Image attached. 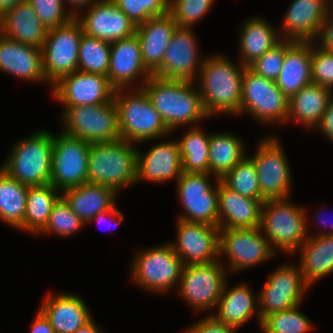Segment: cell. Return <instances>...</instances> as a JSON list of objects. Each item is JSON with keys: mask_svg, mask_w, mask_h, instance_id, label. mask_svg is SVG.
Masks as SVG:
<instances>
[{"mask_svg": "<svg viewBox=\"0 0 333 333\" xmlns=\"http://www.w3.org/2000/svg\"><path fill=\"white\" fill-rule=\"evenodd\" d=\"M54 133L38 130L15 142L0 166L8 175L26 186L50 183Z\"/></svg>", "mask_w": 333, "mask_h": 333, "instance_id": "5b68a950", "label": "cell"}, {"mask_svg": "<svg viewBox=\"0 0 333 333\" xmlns=\"http://www.w3.org/2000/svg\"><path fill=\"white\" fill-rule=\"evenodd\" d=\"M306 212L305 207L292 204L288 198L263 202L260 229L276 253L281 249L293 255L307 240Z\"/></svg>", "mask_w": 333, "mask_h": 333, "instance_id": "8992f818", "label": "cell"}, {"mask_svg": "<svg viewBox=\"0 0 333 333\" xmlns=\"http://www.w3.org/2000/svg\"><path fill=\"white\" fill-rule=\"evenodd\" d=\"M255 154L249 156L257 169L261 200L291 197V170L277 136L261 138Z\"/></svg>", "mask_w": 333, "mask_h": 333, "instance_id": "7c38bea8", "label": "cell"}, {"mask_svg": "<svg viewBox=\"0 0 333 333\" xmlns=\"http://www.w3.org/2000/svg\"><path fill=\"white\" fill-rule=\"evenodd\" d=\"M311 287L304 280L299 265L282 264L266 279L258 296V324L268 315L302 304Z\"/></svg>", "mask_w": 333, "mask_h": 333, "instance_id": "5bb4252c", "label": "cell"}, {"mask_svg": "<svg viewBox=\"0 0 333 333\" xmlns=\"http://www.w3.org/2000/svg\"><path fill=\"white\" fill-rule=\"evenodd\" d=\"M193 28L176 27L160 68L153 74L169 80L194 82L202 67Z\"/></svg>", "mask_w": 333, "mask_h": 333, "instance_id": "ac0fdd59", "label": "cell"}, {"mask_svg": "<svg viewBox=\"0 0 333 333\" xmlns=\"http://www.w3.org/2000/svg\"><path fill=\"white\" fill-rule=\"evenodd\" d=\"M289 99L276 81L257 75L245 67L242 76L240 114L247 113L266 125L284 124L288 117Z\"/></svg>", "mask_w": 333, "mask_h": 333, "instance_id": "9c48e42d", "label": "cell"}, {"mask_svg": "<svg viewBox=\"0 0 333 333\" xmlns=\"http://www.w3.org/2000/svg\"><path fill=\"white\" fill-rule=\"evenodd\" d=\"M320 213H315L314 215H315V220H318V219H320L321 221L318 223V225H319V227H323L324 228V226H326V229L327 230H329L328 228H330V229H332V230H330V231H327V232H325L324 230H322L321 231V233L319 232V233H317V234H314L313 233V235L311 234V235H308V236H322V235H333V222L332 223H327L326 222V220L324 219V220H322L323 219V212H322V210L321 211H319ZM322 213V214H321ZM317 214V215H316ZM317 218V219H316ZM328 221V220H327ZM318 222V221H317ZM329 222V221H328Z\"/></svg>", "mask_w": 333, "mask_h": 333, "instance_id": "11a10c76", "label": "cell"}, {"mask_svg": "<svg viewBox=\"0 0 333 333\" xmlns=\"http://www.w3.org/2000/svg\"><path fill=\"white\" fill-rule=\"evenodd\" d=\"M81 23L74 17L67 24L50 28L42 50V68L46 83L55 84L61 77L78 71Z\"/></svg>", "mask_w": 333, "mask_h": 333, "instance_id": "30bf717a", "label": "cell"}, {"mask_svg": "<svg viewBox=\"0 0 333 333\" xmlns=\"http://www.w3.org/2000/svg\"><path fill=\"white\" fill-rule=\"evenodd\" d=\"M100 0H63V3L69 4V12L72 14L73 17H76L78 14H81L82 10L85 7H89L93 3H96ZM84 7V8H83Z\"/></svg>", "mask_w": 333, "mask_h": 333, "instance_id": "db71d44e", "label": "cell"}, {"mask_svg": "<svg viewBox=\"0 0 333 333\" xmlns=\"http://www.w3.org/2000/svg\"><path fill=\"white\" fill-rule=\"evenodd\" d=\"M196 87L194 82L169 80L152 75L142 89L172 133L180 126H197L198 122L210 117Z\"/></svg>", "mask_w": 333, "mask_h": 333, "instance_id": "7a4b0ae2", "label": "cell"}, {"mask_svg": "<svg viewBox=\"0 0 333 333\" xmlns=\"http://www.w3.org/2000/svg\"><path fill=\"white\" fill-rule=\"evenodd\" d=\"M23 0H0V17Z\"/></svg>", "mask_w": 333, "mask_h": 333, "instance_id": "6f0895ef", "label": "cell"}, {"mask_svg": "<svg viewBox=\"0 0 333 333\" xmlns=\"http://www.w3.org/2000/svg\"><path fill=\"white\" fill-rule=\"evenodd\" d=\"M86 225L71 209L69 204L61 196L53 206L52 212L45 227L38 233H56L62 237L72 235Z\"/></svg>", "mask_w": 333, "mask_h": 333, "instance_id": "b9f144b4", "label": "cell"}, {"mask_svg": "<svg viewBox=\"0 0 333 333\" xmlns=\"http://www.w3.org/2000/svg\"><path fill=\"white\" fill-rule=\"evenodd\" d=\"M332 98L331 89L309 83L289 99L287 123L295 121L306 129H315Z\"/></svg>", "mask_w": 333, "mask_h": 333, "instance_id": "f1b7e54d", "label": "cell"}, {"mask_svg": "<svg viewBox=\"0 0 333 333\" xmlns=\"http://www.w3.org/2000/svg\"><path fill=\"white\" fill-rule=\"evenodd\" d=\"M316 129L320 130L322 135H325L333 143V98L331 99L328 107L323 113L320 123L316 126Z\"/></svg>", "mask_w": 333, "mask_h": 333, "instance_id": "f907efd6", "label": "cell"}, {"mask_svg": "<svg viewBox=\"0 0 333 333\" xmlns=\"http://www.w3.org/2000/svg\"><path fill=\"white\" fill-rule=\"evenodd\" d=\"M111 43L83 32L79 44L78 71L107 76Z\"/></svg>", "mask_w": 333, "mask_h": 333, "instance_id": "f35d334b", "label": "cell"}, {"mask_svg": "<svg viewBox=\"0 0 333 333\" xmlns=\"http://www.w3.org/2000/svg\"><path fill=\"white\" fill-rule=\"evenodd\" d=\"M137 147L123 139L114 142L90 143L87 183L114 189L135 185Z\"/></svg>", "mask_w": 333, "mask_h": 333, "instance_id": "3957f363", "label": "cell"}, {"mask_svg": "<svg viewBox=\"0 0 333 333\" xmlns=\"http://www.w3.org/2000/svg\"><path fill=\"white\" fill-rule=\"evenodd\" d=\"M97 325L94 319L88 322L85 326L79 328L73 333H103L101 327Z\"/></svg>", "mask_w": 333, "mask_h": 333, "instance_id": "9f6ffc18", "label": "cell"}, {"mask_svg": "<svg viewBox=\"0 0 333 333\" xmlns=\"http://www.w3.org/2000/svg\"><path fill=\"white\" fill-rule=\"evenodd\" d=\"M28 186L0 168V220L23 231Z\"/></svg>", "mask_w": 333, "mask_h": 333, "instance_id": "8d00e7d4", "label": "cell"}, {"mask_svg": "<svg viewBox=\"0 0 333 333\" xmlns=\"http://www.w3.org/2000/svg\"><path fill=\"white\" fill-rule=\"evenodd\" d=\"M113 100L121 139L138 145L171 133L142 88L116 89Z\"/></svg>", "mask_w": 333, "mask_h": 333, "instance_id": "277c9868", "label": "cell"}, {"mask_svg": "<svg viewBox=\"0 0 333 333\" xmlns=\"http://www.w3.org/2000/svg\"><path fill=\"white\" fill-rule=\"evenodd\" d=\"M295 41L282 39L273 48L253 62L249 68L257 75L276 81L283 66L286 50Z\"/></svg>", "mask_w": 333, "mask_h": 333, "instance_id": "f6af8a7d", "label": "cell"}, {"mask_svg": "<svg viewBox=\"0 0 333 333\" xmlns=\"http://www.w3.org/2000/svg\"><path fill=\"white\" fill-rule=\"evenodd\" d=\"M315 42L323 49L333 52V2Z\"/></svg>", "mask_w": 333, "mask_h": 333, "instance_id": "681fc988", "label": "cell"}, {"mask_svg": "<svg viewBox=\"0 0 333 333\" xmlns=\"http://www.w3.org/2000/svg\"><path fill=\"white\" fill-rule=\"evenodd\" d=\"M131 266V279L151 293H166L179 284L183 262L170 242L135 254Z\"/></svg>", "mask_w": 333, "mask_h": 333, "instance_id": "52a82bcc", "label": "cell"}, {"mask_svg": "<svg viewBox=\"0 0 333 333\" xmlns=\"http://www.w3.org/2000/svg\"><path fill=\"white\" fill-rule=\"evenodd\" d=\"M195 333H236L237 327L224 324L212 314L205 316L191 326Z\"/></svg>", "mask_w": 333, "mask_h": 333, "instance_id": "c3c4849f", "label": "cell"}, {"mask_svg": "<svg viewBox=\"0 0 333 333\" xmlns=\"http://www.w3.org/2000/svg\"><path fill=\"white\" fill-rule=\"evenodd\" d=\"M60 192L50 183L28 187L23 231L38 234L45 227Z\"/></svg>", "mask_w": 333, "mask_h": 333, "instance_id": "d590c367", "label": "cell"}, {"mask_svg": "<svg viewBox=\"0 0 333 333\" xmlns=\"http://www.w3.org/2000/svg\"><path fill=\"white\" fill-rule=\"evenodd\" d=\"M215 180V186L210 183ZM215 178V179H214ZM209 173H184L176 182L177 195L184 214L177 219L188 222L207 223L218 227V182Z\"/></svg>", "mask_w": 333, "mask_h": 333, "instance_id": "9a60e30c", "label": "cell"}, {"mask_svg": "<svg viewBox=\"0 0 333 333\" xmlns=\"http://www.w3.org/2000/svg\"><path fill=\"white\" fill-rule=\"evenodd\" d=\"M135 26L169 13L170 0H112Z\"/></svg>", "mask_w": 333, "mask_h": 333, "instance_id": "7bdbcfd3", "label": "cell"}, {"mask_svg": "<svg viewBox=\"0 0 333 333\" xmlns=\"http://www.w3.org/2000/svg\"><path fill=\"white\" fill-rule=\"evenodd\" d=\"M220 181L242 196L261 199L257 169L249 155L228 171Z\"/></svg>", "mask_w": 333, "mask_h": 333, "instance_id": "ab89813d", "label": "cell"}, {"mask_svg": "<svg viewBox=\"0 0 333 333\" xmlns=\"http://www.w3.org/2000/svg\"><path fill=\"white\" fill-rule=\"evenodd\" d=\"M62 197L73 212L87 224L98 213L108 211L116 205L118 193L107 186L84 183L63 190Z\"/></svg>", "mask_w": 333, "mask_h": 333, "instance_id": "4dcf8cb0", "label": "cell"}, {"mask_svg": "<svg viewBox=\"0 0 333 333\" xmlns=\"http://www.w3.org/2000/svg\"><path fill=\"white\" fill-rule=\"evenodd\" d=\"M300 306L270 314L261 323L274 333H307L313 329L312 320L300 312Z\"/></svg>", "mask_w": 333, "mask_h": 333, "instance_id": "60d3db41", "label": "cell"}, {"mask_svg": "<svg viewBox=\"0 0 333 333\" xmlns=\"http://www.w3.org/2000/svg\"><path fill=\"white\" fill-rule=\"evenodd\" d=\"M311 55L312 42L295 41L286 50L276 85L288 99L312 83Z\"/></svg>", "mask_w": 333, "mask_h": 333, "instance_id": "f546056e", "label": "cell"}, {"mask_svg": "<svg viewBox=\"0 0 333 333\" xmlns=\"http://www.w3.org/2000/svg\"><path fill=\"white\" fill-rule=\"evenodd\" d=\"M332 2L333 0H293L278 30L281 38L298 42L316 41Z\"/></svg>", "mask_w": 333, "mask_h": 333, "instance_id": "7402d4cb", "label": "cell"}, {"mask_svg": "<svg viewBox=\"0 0 333 333\" xmlns=\"http://www.w3.org/2000/svg\"><path fill=\"white\" fill-rule=\"evenodd\" d=\"M182 174V160L177 140L163 141L143 154L137 149L136 183L146 180L165 183L177 180Z\"/></svg>", "mask_w": 333, "mask_h": 333, "instance_id": "603a6c76", "label": "cell"}, {"mask_svg": "<svg viewBox=\"0 0 333 333\" xmlns=\"http://www.w3.org/2000/svg\"><path fill=\"white\" fill-rule=\"evenodd\" d=\"M176 27L177 23L170 13L149 18L145 23L136 26L135 34L139 39L141 58L152 75L160 68Z\"/></svg>", "mask_w": 333, "mask_h": 333, "instance_id": "4316f807", "label": "cell"}, {"mask_svg": "<svg viewBox=\"0 0 333 333\" xmlns=\"http://www.w3.org/2000/svg\"><path fill=\"white\" fill-rule=\"evenodd\" d=\"M52 96L61 106H92L113 100L115 88L102 74L74 71L51 87Z\"/></svg>", "mask_w": 333, "mask_h": 333, "instance_id": "e0dca14e", "label": "cell"}, {"mask_svg": "<svg viewBox=\"0 0 333 333\" xmlns=\"http://www.w3.org/2000/svg\"><path fill=\"white\" fill-rule=\"evenodd\" d=\"M239 39V63L249 67L267 51L278 44L282 38L262 17H249L241 26Z\"/></svg>", "mask_w": 333, "mask_h": 333, "instance_id": "1f68e13d", "label": "cell"}, {"mask_svg": "<svg viewBox=\"0 0 333 333\" xmlns=\"http://www.w3.org/2000/svg\"><path fill=\"white\" fill-rule=\"evenodd\" d=\"M34 319L29 333H55L49 320L40 310L37 311Z\"/></svg>", "mask_w": 333, "mask_h": 333, "instance_id": "f5cc1de1", "label": "cell"}, {"mask_svg": "<svg viewBox=\"0 0 333 333\" xmlns=\"http://www.w3.org/2000/svg\"><path fill=\"white\" fill-rule=\"evenodd\" d=\"M116 218V219H115ZM108 219V220H107ZM123 219H124V215L122 214V212L119 210V209H117L116 208V205L112 208V209H110V210H108V211H104V212H101V213H98L97 215H95L89 222H88V224L89 223H91V222H96V223H101V224H103L104 222H106V221H108V222H106L105 224H107L108 223V225H110V226H112V224L114 225H120L121 224V222L123 221ZM113 221V223L111 224V222ZM100 224V225H101ZM114 225V226H115ZM110 226H107V227H110Z\"/></svg>", "mask_w": 333, "mask_h": 333, "instance_id": "816d5d0a", "label": "cell"}, {"mask_svg": "<svg viewBox=\"0 0 333 333\" xmlns=\"http://www.w3.org/2000/svg\"><path fill=\"white\" fill-rule=\"evenodd\" d=\"M215 0H170L169 13L178 27L193 28L212 8Z\"/></svg>", "mask_w": 333, "mask_h": 333, "instance_id": "ee69618b", "label": "cell"}, {"mask_svg": "<svg viewBox=\"0 0 333 333\" xmlns=\"http://www.w3.org/2000/svg\"><path fill=\"white\" fill-rule=\"evenodd\" d=\"M62 126L67 136L88 143L114 142L121 139L114 100L92 106L62 107Z\"/></svg>", "mask_w": 333, "mask_h": 333, "instance_id": "ba28073f", "label": "cell"}, {"mask_svg": "<svg viewBox=\"0 0 333 333\" xmlns=\"http://www.w3.org/2000/svg\"><path fill=\"white\" fill-rule=\"evenodd\" d=\"M86 12L75 18L87 35L112 43L135 34L136 26L112 0L93 3Z\"/></svg>", "mask_w": 333, "mask_h": 333, "instance_id": "ffe728a7", "label": "cell"}, {"mask_svg": "<svg viewBox=\"0 0 333 333\" xmlns=\"http://www.w3.org/2000/svg\"><path fill=\"white\" fill-rule=\"evenodd\" d=\"M39 310L49 320L55 333H73L93 319L86 302L80 296L67 292L46 295Z\"/></svg>", "mask_w": 333, "mask_h": 333, "instance_id": "d4e9b609", "label": "cell"}, {"mask_svg": "<svg viewBox=\"0 0 333 333\" xmlns=\"http://www.w3.org/2000/svg\"><path fill=\"white\" fill-rule=\"evenodd\" d=\"M232 62L223 54L204 57L194 83L202 98L206 113L240 115L242 76L245 66ZM199 86V87H198Z\"/></svg>", "mask_w": 333, "mask_h": 333, "instance_id": "6da1fadb", "label": "cell"}, {"mask_svg": "<svg viewBox=\"0 0 333 333\" xmlns=\"http://www.w3.org/2000/svg\"><path fill=\"white\" fill-rule=\"evenodd\" d=\"M245 142L229 132L212 133L209 142V174L221 179L246 157Z\"/></svg>", "mask_w": 333, "mask_h": 333, "instance_id": "e575fe53", "label": "cell"}, {"mask_svg": "<svg viewBox=\"0 0 333 333\" xmlns=\"http://www.w3.org/2000/svg\"><path fill=\"white\" fill-rule=\"evenodd\" d=\"M34 8L38 19L47 29L67 24L72 18L66 10L63 0H28ZM67 11V12H66Z\"/></svg>", "mask_w": 333, "mask_h": 333, "instance_id": "bcb514c9", "label": "cell"}, {"mask_svg": "<svg viewBox=\"0 0 333 333\" xmlns=\"http://www.w3.org/2000/svg\"><path fill=\"white\" fill-rule=\"evenodd\" d=\"M263 200L242 196L218 182L219 229L260 227Z\"/></svg>", "mask_w": 333, "mask_h": 333, "instance_id": "cb8c5ba5", "label": "cell"}, {"mask_svg": "<svg viewBox=\"0 0 333 333\" xmlns=\"http://www.w3.org/2000/svg\"><path fill=\"white\" fill-rule=\"evenodd\" d=\"M226 281L222 295L216 306L217 313L212 315L224 324L241 327L258 309V298L248 284L240 283L231 289Z\"/></svg>", "mask_w": 333, "mask_h": 333, "instance_id": "836d02e7", "label": "cell"}, {"mask_svg": "<svg viewBox=\"0 0 333 333\" xmlns=\"http://www.w3.org/2000/svg\"><path fill=\"white\" fill-rule=\"evenodd\" d=\"M312 83L327 87L333 91V52L312 42L311 55Z\"/></svg>", "mask_w": 333, "mask_h": 333, "instance_id": "7dc6e473", "label": "cell"}, {"mask_svg": "<svg viewBox=\"0 0 333 333\" xmlns=\"http://www.w3.org/2000/svg\"><path fill=\"white\" fill-rule=\"evenodd\" d=\"M0 70L29 82H46L42 50L0 35Z\"/></svg>", "mask_w": 333, "mask_h": 333, "instance_id": "484cf974", "label": "cell"}, {"mask_svg": "<svg viewBox=\"0 0 333 333\" xmlns=\"http://www.w3.org/2000/svg\"><path fill=\"white\" fill-rule=\"evenodd\" d=\"M47 31L28 0L19 2L0 17V35L26 45L41 49Z\"/></svg>", "mask_w": 333, "mask_h": 333, "instance_id": "83f0119b", "label": "cell"}, {"mask_svg": "<svg viewBox=\"0 0 333 333\" xmlns=\"http://www.w3.org/2000/svg\"><path fill=\"white\" fill-rule=\"evenodd\" d=\"M89 150L85 140L54 134L50 184L62 192L87 183Z\"/></svg>", "mask_w": 333, "mask_h": 333, "instance_id": "2e32d148", "label": "cell"}, {"mask_svg": "<svg viewBox=\"0 0 333 333\" xmlns=\"http://www.w3.org/2000/svg\"><path fill=\"white\" fill-rule=\"evenodd\" d=\"M297 251L300 271L310 287L333 274V235L308 236Z\"/></svg>", "mask_w": 333, "mask_h": 333, "instance_id": "d6a6232c", "label": "cell"}, {"mask_svg": "<svg viewBox=\"0 0 333 333\" xmlns=\"http://www.w3.org/2000/svg\"><path fill=\"white\" fill-rule=\"evenodd\" d=\"M262 333H274L271 330L267 329L262 323H259Z\"/></svg>", "mask_w": 333, "mask_h": 333, "instance_id": "680465c9", "label": "cell"}, {"mask_svg": "<svg viewBox=\"0 0 333 333\" xmlns=\"http://www.w3.org/2000/svg\"><path fill=\"white\" fill-rule=\"evenodd\" d=\"M219 261L227 272H239L272 259L276 252L260 227L242 229H219ZM225 254V255H224ZM224 255V256H222Z\"/></svg>", "mask_w": 333, "mask_h": 333, "instance_id": "8fae6325", "label": "cell"}, {"mask_svg": "<svg viewBox=\"0 0 333 333\" xmlns=\"http://www.w3.org/2000/svg\"><path fill=\"white\" fill-rule=\"evenodd\" d=\"M151 76L152 74L143 64L140 43L136 34L111 43L107 77L115 89H131V86L142 88ZM134 81L140 82L134 85Z\"/></svg>", "mask_w": 333, "mask_h": 333, "instance_id": "44dd1931", "label": "cell"}, {"mask_svg": "<svg viewBox=\"0 0 333 333\" xmlns=\"http://www.w3.org/2000/svg\"><path fill=\"white\" fill-rule=\"evenodd\" d=\"M210 135L199 126H191L177 142L184 173H209Z\"/></svg>", "mask_w": 333, "mask_h": 333, "instance_id": "74e56055", "label": "cell"}, {"mask_svg": "<svg viewBox=\"0 0 333 333\" xmlns=\"http://www.w3.org/2000/svg\"><path fill=\"white\" fill-rule=\"evenodd\" d=\"M184 333H195V332H194V330H193L191 327H189V328H187V329L185 330Z\"/></svg>", "mask_w": 333, "mask_h": 333, "instance_id": "91938a15", "label": "cell"}, {"mask_svg": "<svg viewBox=\"0 0 333 333\" xmlns=\"http://www.w3.org/2000/svg\"><path fill=\"white\" fill-rule=\"evenodd\" d=\"M176 242L170 243L184 265L219 259V227L177 219Z\"/></svg>", "mask_w": 333, "mask_h": 333, "instance_id": "d6986e66", "label": "cell"}, {"mask_svg": "<svg viewBox=\"0 0 333 333\" xmlns=\"http://www.w3.org/2000/svg\"><path fill=\"white\" fill-rule=\"evenodd\" d=\"M227 270L219 259L184 265L179 280V294L195 311L215 309L227 279Z\"/></svg>", "mask_w": 333, "mask_h": 333, "instance_id": "4fadbf2b", "label": "cell"}]
</instances>
